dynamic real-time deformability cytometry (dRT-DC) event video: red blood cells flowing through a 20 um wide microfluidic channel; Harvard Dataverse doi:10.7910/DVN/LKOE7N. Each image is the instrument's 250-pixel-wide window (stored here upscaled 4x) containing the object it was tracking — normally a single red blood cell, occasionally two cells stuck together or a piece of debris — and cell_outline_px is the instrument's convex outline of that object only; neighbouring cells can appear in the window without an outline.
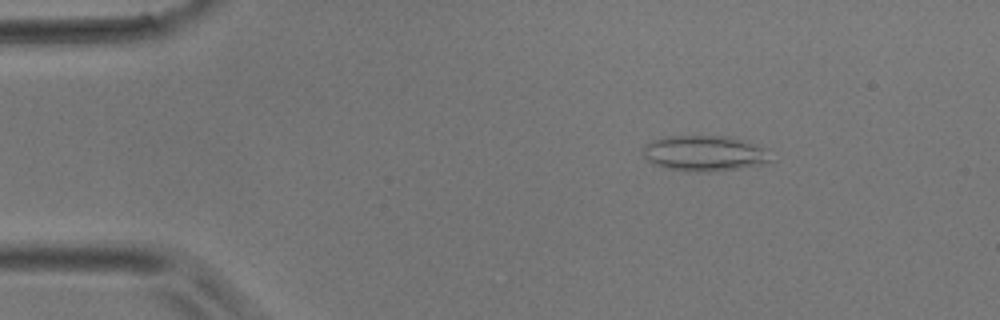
{"species": "common noctule bat (a hibernating species)", "species_latin": "Nyctalus noctula", "temperature_condition": "room temperature", "stored_images_in_passage": 3, "camera_frame_rate_fps": 3000, "um_per_image_px": 0.085, "animal": {"sex": "male", "body_mass_g": 17.9}, "frame": {"image": 1, "passage_image": 2, "time_ms": 0.333, "image_size_px": [1000, 320], "cell_outline_px": [[776, 160], [760, 164], [736, 168], [708, 172], [688, 172], [664, 168], [648, 160], [644, 156], [644, 144], [652, 140], [664, 136], [728, 136], [744, 140], [768, 148]], "centroid_in_image_um": [59.93, 13.03], "position_along_channel_um": 25.1, "area_um2": 26.88}}